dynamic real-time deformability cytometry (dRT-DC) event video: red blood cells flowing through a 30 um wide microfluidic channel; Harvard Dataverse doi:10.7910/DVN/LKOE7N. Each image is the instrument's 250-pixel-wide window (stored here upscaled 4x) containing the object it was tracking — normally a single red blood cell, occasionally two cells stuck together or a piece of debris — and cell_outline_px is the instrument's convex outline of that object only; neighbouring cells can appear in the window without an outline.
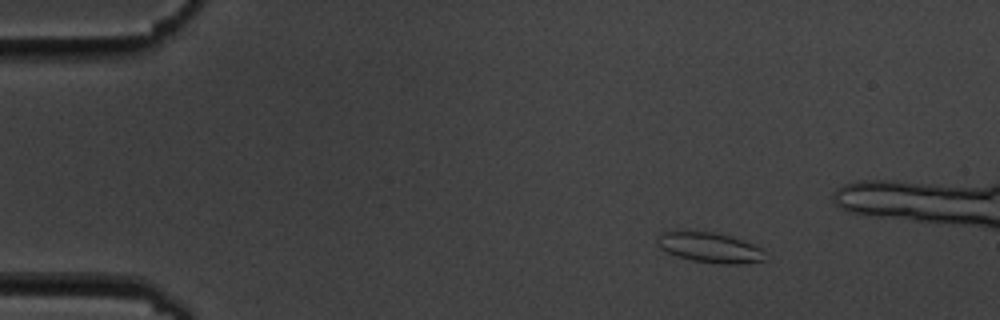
{"species": "common noctule bat (a hibernating species)", "species_latin": "Nyctalus noctula", "temperature_condition": "cold", "stored_images_in_passage": 10, "segment_of_instrument_passage": [1, 2], "camera_frame_rate_fps": 3000, "um_per_image_px": 0.085, "animal": {"sex": "male", "body_mass_g": 19.5, "forearm_length_mm": 54.6}, "frame": {"image": 1, "passage_image": 1, "time_ms": 0.0, "image_size_px": [1000, 320], "cell_outline_px": [[764, 260], [740, 264], [724, 264], [692, 260], [676, 256], [660, 248], [660, 232], [712, 232], [744, 240], [764, 248]], "centroid_in_image_um": [60.41, 21.06], "position_along_channel_um": 24.6, "area_um2": 18.5}}
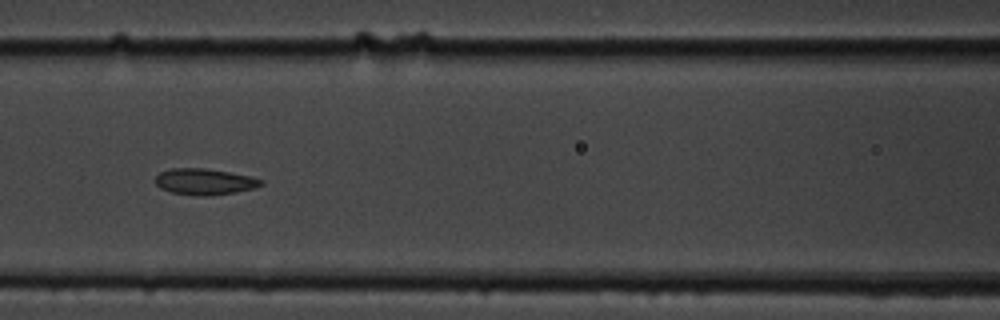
{"frame": {"image": 2, "passage_image": 6, "time_ms": 5.667, "image_size_px": [1000, 320], "cell_outline_px": [[264, 184], [256, 188], [236, 192], [208, 196], [200, 196], [172, 192], [160, 188], [152, 180], [160, 172], [172, 168], [204, 168], [252, 176], [264, 180]], "centroid_in_image_um": [17.4, 15.44], "position_along_channel_um": 149.2, "area_um2": 16.3}}
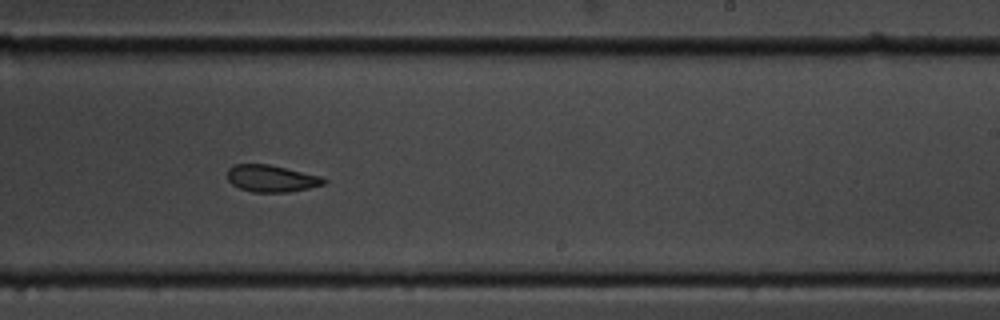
{"frame": {"image": 3, "passage_image": 9, "time_ms": 9.0, "image_size_px": [1000, 320], "cell_outline_px": [[328, 180], [324, 184], [308, 188], [288, 192], [252, 192], [240, 188], [232, 184], [228, 180], [228, 168], [236, 164], [268, 164], [320, 176]], "centroid_in_image_um": [23.06, 15.17], "position_along_channel_um": 265.9, "area_um2": 14.97}}